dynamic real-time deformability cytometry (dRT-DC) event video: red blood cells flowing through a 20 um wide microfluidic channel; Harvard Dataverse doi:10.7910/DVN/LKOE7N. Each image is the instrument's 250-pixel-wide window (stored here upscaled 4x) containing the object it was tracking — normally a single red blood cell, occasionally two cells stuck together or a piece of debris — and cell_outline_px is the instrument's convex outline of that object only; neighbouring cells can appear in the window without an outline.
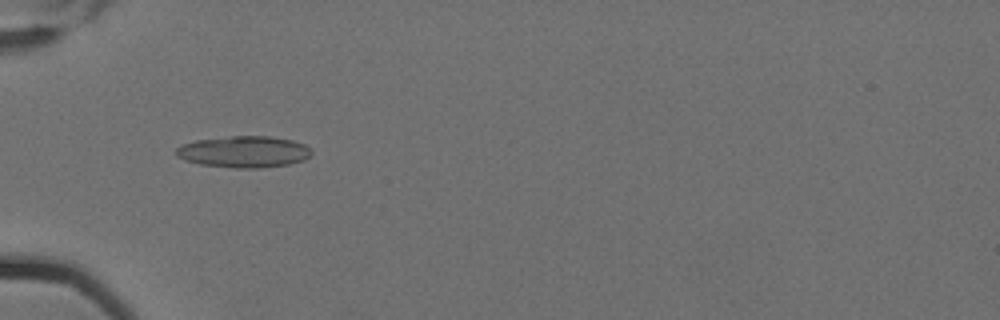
{"species": "Egyptian fruit bat (a non-hibernating species)", "species_latin": "Rousettus aegyptiacus", "temperature_condition": "cold", "stored_images_in_passage": 7, "camera_frame_rate_fps": 3000, "um_per_image_px": 0.085, "animal": {"sex": "female"}, "frame": {"image": 1, "passage_image": 6, "time_ms": 1.667, "image_size_px": [1000, 320], "cell_outline_px": [[312, 152], [304, 160], [288, 164], [260, 168], [236, 168], [200, 164], [184, 160], [176, 156], [176, 148], [184, 144], [196, 140], [232, 136], [268, 136], [292, 140], [304, 144]], "centroid_in_image_um": [20.71, 12.9], "position_along_channel_um": 64.3, "area_um2": 24.68}}
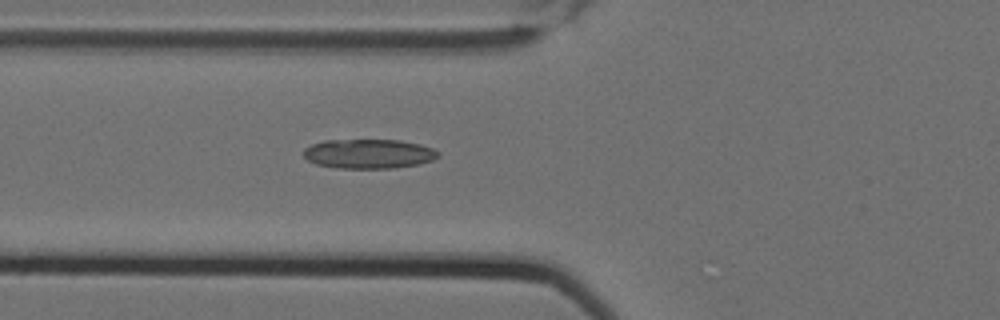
{"frame": {"image": 2, "passage_image": 7, "time_ms": 2.0, "image_size_px": [1000, 320], "cell_outline_px": [[440, 156], [432, 160], [420, 164], [392, 168], [336, 168], [316, 164], [308, 160], [304, 156], [304, 148], [312, 144], [324, 140], [400, 140], [420, 144], [432, 148], [440, 152]], "centroid_in_image_um": [31.35, 13.07], "position_along_channel_um": 94.4, "area_um2": 23.18}}